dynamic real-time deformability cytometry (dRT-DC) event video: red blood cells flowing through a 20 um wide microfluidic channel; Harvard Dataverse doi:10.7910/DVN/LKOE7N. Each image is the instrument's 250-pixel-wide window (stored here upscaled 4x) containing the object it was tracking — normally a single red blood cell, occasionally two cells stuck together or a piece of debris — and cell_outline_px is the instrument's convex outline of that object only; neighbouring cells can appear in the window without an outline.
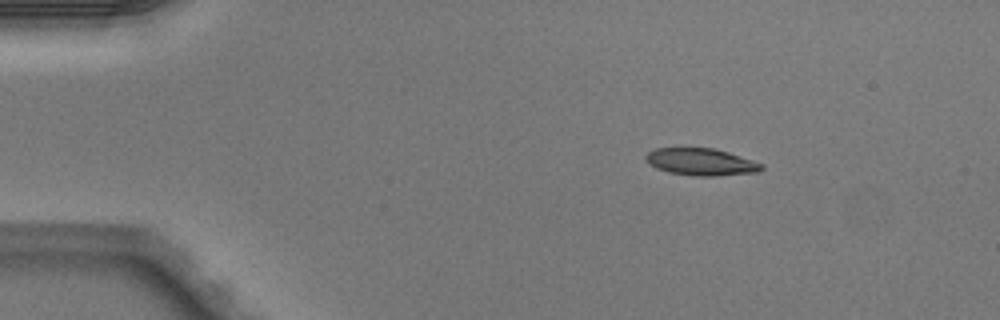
{"species": "Egyptian fruit bat (a non-hibernating species)", "species_latin": "Rousettus aegyptiacus", "temperature_condition": "warm", "stored_images_in_passage": 2, "camera_frame_rate_fps": 3000, "um_per_image_px": 0.085, "animal": {"sex": "male"}, "frame": {"image": 1, "passage_image": 1, "time_ms": 0.0, "image_size_px": [1000, 320], "cell_outline_px": [[764, 168], [760, 172], [716, 176], [696, 176], [668, 172], [656, 168], [648, 164], [644, 160], [644, 156], [648, 152], [656, 148], [712, 148], [728, 152], [764, 164]], "centroid_in_image_um": [59.58, 13.77], "position_along_channel_um": 25.4, "area_um2": 18.44}}